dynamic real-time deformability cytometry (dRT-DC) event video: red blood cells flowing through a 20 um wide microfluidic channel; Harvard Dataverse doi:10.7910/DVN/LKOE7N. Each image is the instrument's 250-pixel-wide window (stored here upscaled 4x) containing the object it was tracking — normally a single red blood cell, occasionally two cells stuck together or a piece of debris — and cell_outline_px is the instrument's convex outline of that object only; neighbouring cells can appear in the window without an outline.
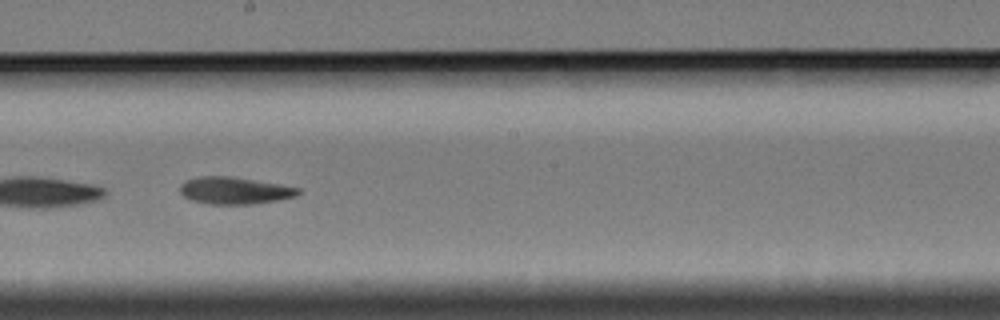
{"species": "Egyptian fruit bat (a non-hibernating species)", "species_latin": "Rousettus aegyptiacus", "temperature_condition": "cold", "stored_images_in_passage": 39, "segment_of_instrument_passage": [2, 2], "camera_frame_rate_fps": 3000, "um_per_image_px": 0.085, "animal": {"sex": "female"}, "frame": {"image": 1, "passage_image": 34, "time_ms": 11.0, "image_size_px": [1000, 320], "cell_outline_px": [[300, 192], [296, 196], [276, 200], [252, 204], [208, 204], [192, 200], [184, 196], [180, 192], [180, 184], [184, 180], [200, 176], [232, 176], [280, 184], [300, 188]], "centroid_in_image_um": [19.91, 16.19], "position_along_channel_um": 228.3, "area_um2": 18.67}}